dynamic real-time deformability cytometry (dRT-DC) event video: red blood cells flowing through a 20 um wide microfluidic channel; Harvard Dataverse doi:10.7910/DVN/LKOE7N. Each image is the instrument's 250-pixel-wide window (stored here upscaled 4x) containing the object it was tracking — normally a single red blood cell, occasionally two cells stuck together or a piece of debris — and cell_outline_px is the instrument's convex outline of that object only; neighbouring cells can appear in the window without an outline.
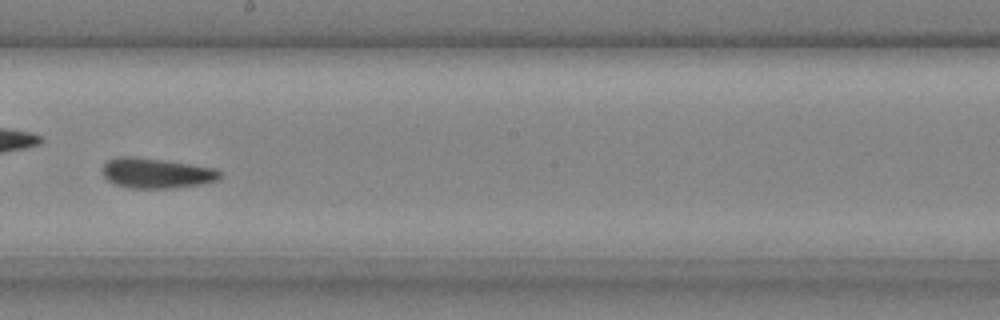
{"species": "common noctule bat (a hibernating species)", "species_latin": "Nyctalus noctula", "temperature_condition": "cold", "stored_images_in_passage": 40, "camera_frame_rate_fps": 3000, "um_per_image_px": 0.085, "animal": {"sex": "male", "body_mass_g": 20.4}, "frame": {"image": 1, "passage_image": 23, "time_ms": 7.333, "image_size_px": [1000, 320], "cell_outline_px": [[220, 180], [200, 184], [172, 188], [128, 188], [116, 184], [108, 180], [104, 176], [104, 164], [108, 160], [116, 156], [132, 156], [164, 160], [216, 168], [220, 172]], "centroid_in_image_um": [13.3, 14.71], "position_along_channel_um": 234.9, "area_um2": 20.58}}
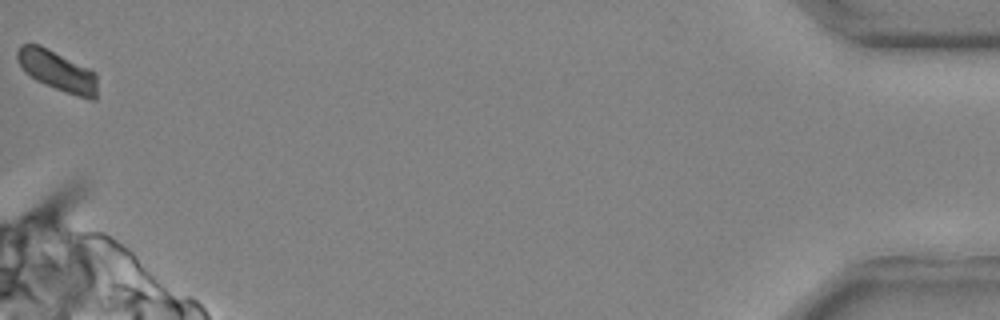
{"frame": {"image": 2, "passage_image": 40, "time_ms": 13.0, "image_size_px": [1000, 320], "cell_outline_px": [[96, 100], [92, 100], [76, 96], [44, 84], [36, 80], [24, 72], [16, 60], [16, 52], [20, 44], [40, 44], [96, 72]], "centroid_in_image_um": [4.84, 6.02], "position_along_channel_um": 430.4, "area_um2": 18.96}}